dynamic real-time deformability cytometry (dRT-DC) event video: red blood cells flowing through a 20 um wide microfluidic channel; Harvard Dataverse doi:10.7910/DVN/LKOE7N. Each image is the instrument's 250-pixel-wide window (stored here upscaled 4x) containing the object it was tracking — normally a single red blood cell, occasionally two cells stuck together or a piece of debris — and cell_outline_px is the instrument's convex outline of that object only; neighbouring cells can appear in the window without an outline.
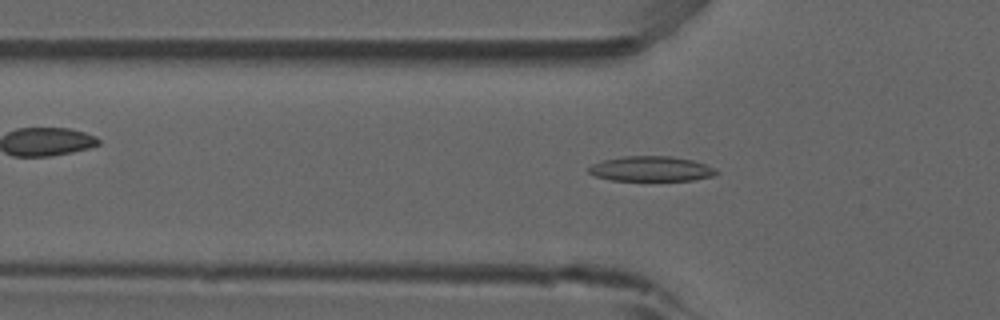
{"species": "common noctule bat (a hibernating species)", "species_latin": "Nyctalus noctula", "temperature_condition": "room temperature", "stored_images_in_passage": 39, "camera_frame_rate_fps": 3000, "um_per_image_px": 0.085, "animal": {"sex": "male", "forearm_length_mm": 52.5}, "frame": {"image": 1, "passage_image": 3, "time_ms": 0.667, "image_size_px": [1000, 320], "cell_outline_px": [[720, 172], [712, 176], [692, 180], [612, 180], [596, 176], [588, 172], [588, 168], [592, 164], [604, 160], [624, 156], [672, 156], [692, 160], [716, 168]], "centroid_in_image_um": [55.36, 14.34], "position_along_channel_um": 70.4, "area_um2": 18.5}}
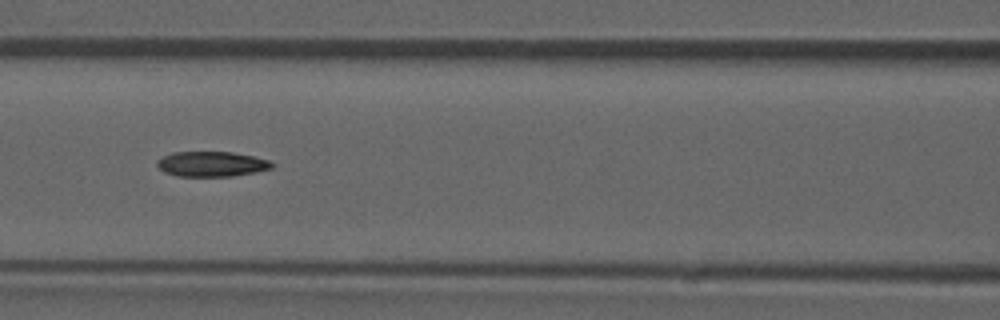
{"frame": {"image": 2, "passage_image": 9, "time_ms": 2.667, "image_size_px": [1000, 320], "cell_outline_px": [[276, 164], [272, 168], [256, 172], [232, 176], [176, 176], [164, 172], [156, 164], [156, 160], [172, 152], [232, 152], [252, 156], [268, 160]], "centroid_in_image_um": [17.99, 13.94], "position_along_channel_um": 148.6, "area_um2": 16.82}}
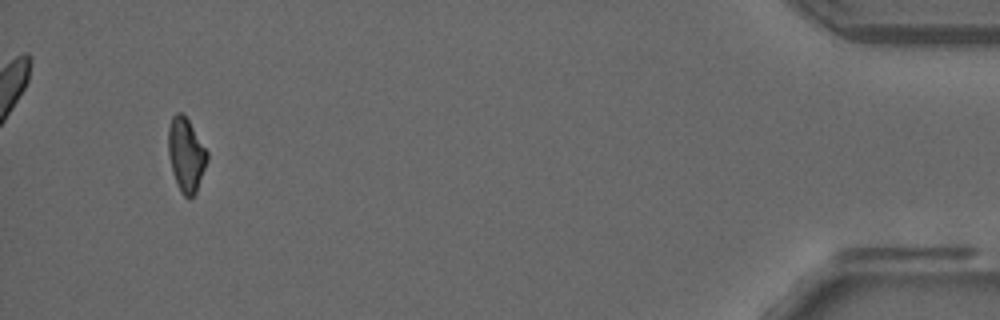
{"frame": {"image": 3, "passage_image": 36, "time_ms": 11.667, "image_size_px": [1000, 320], "cell_outline_px": [[208, 160], [196, 192], [188, 200], [180, 192], [172, 172], [168, 152], [168, 128], [172, 116], [176, 112], [180, 112], [188, 120], [208, 152]], "centroid_in_image_um": [15.81, 13.18], "position_along_channel_um": 419.4, "area_um2": 16.7}, "authors_computed_cell_mechanics": {"area_um2": 17.2244, "velocity_mm_per_s": 3.8733, "shape_relaxation_time_tau1_ms": null, "shape_relaxation_time_tau2_ms": 5.3092, "deformation_change_tau1": null, "deformation_change_tau2": 0.1181}}